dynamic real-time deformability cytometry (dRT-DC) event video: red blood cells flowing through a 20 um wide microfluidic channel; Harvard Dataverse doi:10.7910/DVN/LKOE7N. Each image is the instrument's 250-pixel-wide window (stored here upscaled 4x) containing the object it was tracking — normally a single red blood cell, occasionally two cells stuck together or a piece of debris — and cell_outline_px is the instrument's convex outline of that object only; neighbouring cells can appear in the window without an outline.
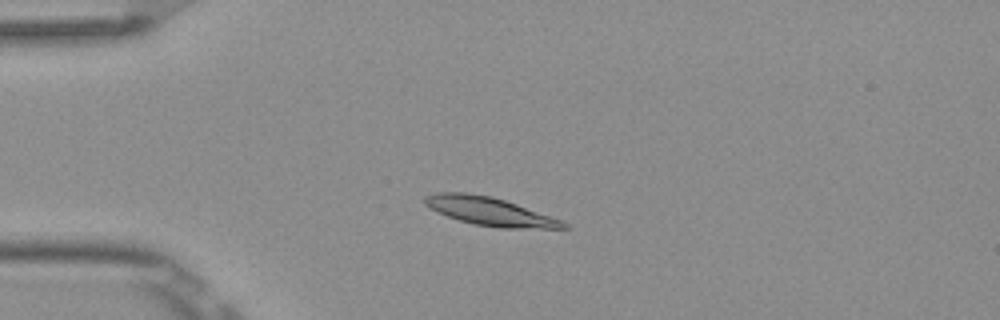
{"species": "Egyptian fruit bat (a non-hibernating species)", "species_latin": "Rousettus aegyptiacus", "temperature_condition": "room temperature", "stored_images_in_passage": 5, "camera_frame_rate_fps": 3000, "um_per_image_px": 0.085, "frame": {"image": 1, "passage_image": 3, "time_ms": 0.667, "image_size_px": [1000, 320], "cell_outline_px": [[572, 228], [500, 228], [476, 224], [460, 220], [448, 216], [424, 204], [424, 196], [436, 192], [464, 192], [492, 196], [516, 204], [560, 220], [568, 224]], "centroid_in_image_um": [41.61, 17.96], "position_along_channel_um": 43.4, "area_um2": 22.43}}
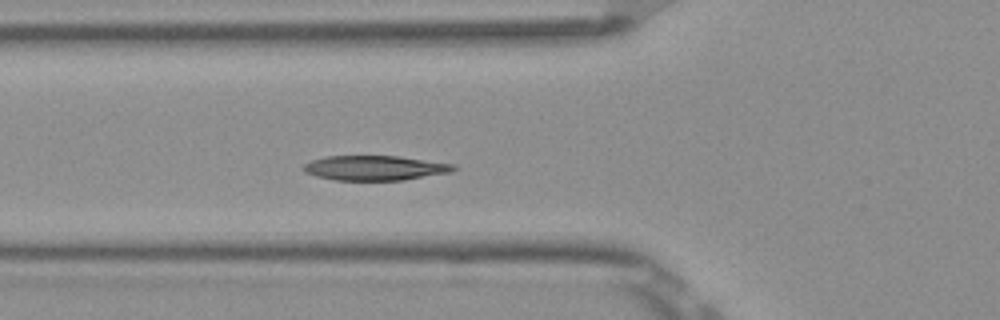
{"frame": {"image": 2, "passage_image": 5, "time_ms": 1.333, "image_size_px": [1000, 320], "cell_outline_px": [[456, 168], [452, 172], [404, 180], [336, 180], [316, 176], [304, 172], [300, 168], [304, 164], [312, 160], [324, 156], [400, 156], [456, 164]], "centroid_in_image_um": [31.87, 14.27], "position_along_channel_um": 93.9, "area_um2": 21.85}}